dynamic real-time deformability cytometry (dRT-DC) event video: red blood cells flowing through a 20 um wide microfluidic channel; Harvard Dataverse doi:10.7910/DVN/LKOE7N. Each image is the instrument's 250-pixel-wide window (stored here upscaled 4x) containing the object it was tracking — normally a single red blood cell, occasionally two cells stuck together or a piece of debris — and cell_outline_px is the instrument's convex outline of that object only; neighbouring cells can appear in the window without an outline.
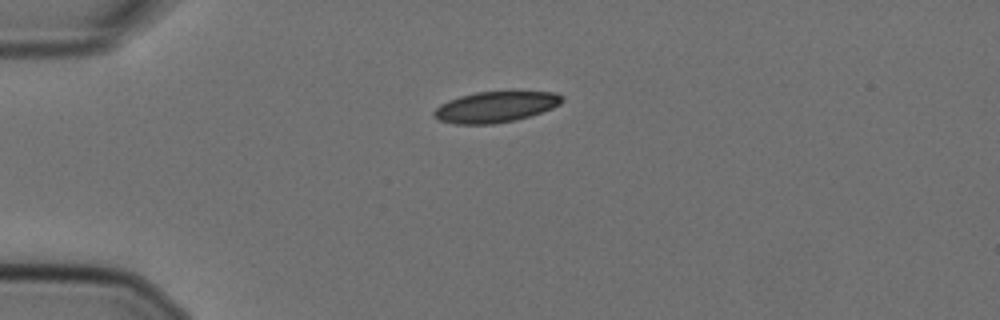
{"species": "Egyptian fruit bat (a non-hibernating species)", "species_latin": "Rousettus aegyptiacus", "temperature_condition": "cold", "stored_images_in_passage": 43, "camera_frame_rate_fps": 3000, "um_per_image_px": 0.085, "animal": {"sex": "female"}, "frame": {"image": 1, "passage_image": 1, "time_ms": 0.0, "image_size_px": [1000, 320], "cell_outline_px": [[564, 100], [560, 104], [552, 108], [516, 120], [492, 124], [456, 124], [440, 120], [432, 116], [432, 112], [440, 104], [448, 100], [460, 96], [476, 92], [556, 92], [564, 96]], "centroid_in_image_um": [42.1, 9.09], "position_along_channel_um": 42.9, "area_um2": 22.95}}
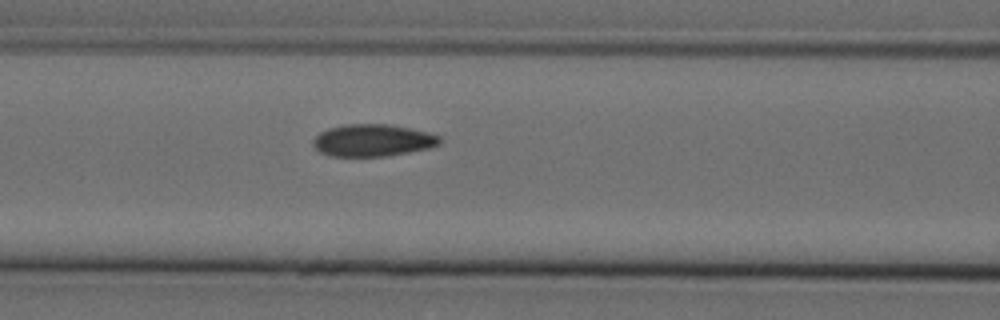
{"frame": {"image": 2, "passage_image": 11, "time_ms": 3.333, "image_size_px": [1000, 320], "cell_outline_px": [[440, 144], [432, 148], [388, 156], [328, 156], [320, 152], [312, 144], [312, 140], [320, 132], [328, 128], [344, 124], [388, 124], [412, 128], [428, 132], [440, 136]], "centroid_in_image_um": [31.7, 11.93], "position_along_channel_um": 134.9, "area_um2": 23.99}}
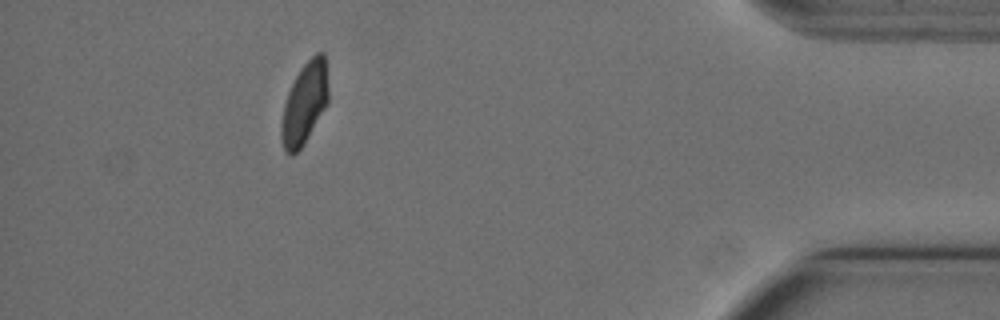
{"frame": {"image": 3, "passage_image": 38, "time_ms": 12.333, "image_size_px": [1000, 320], "cell_outline_px": [[328, 104], [304, 144], [292, 156], [288, 156], [284, 152], [280, 136], [280, 128], [284, 104], [288, 92], [300, 68], [316, 52], [324, 52], [328, 88]], "centroid_in_image_um": [25.87, 8.83], "position_along_channel_um": 409.3, "area_um2": 22.54}, "authors_computed_cell_mechanics": {"area_um2": 23.8136, "velocity_mm_per_s": 3.6009, "shape_relaxation_time_tau1_ms": null, "shape_relaxation_time_tau2_ms": 2.1704, "deformation_change_tau1": null, "deformation_change_tau2": 0.0451}}